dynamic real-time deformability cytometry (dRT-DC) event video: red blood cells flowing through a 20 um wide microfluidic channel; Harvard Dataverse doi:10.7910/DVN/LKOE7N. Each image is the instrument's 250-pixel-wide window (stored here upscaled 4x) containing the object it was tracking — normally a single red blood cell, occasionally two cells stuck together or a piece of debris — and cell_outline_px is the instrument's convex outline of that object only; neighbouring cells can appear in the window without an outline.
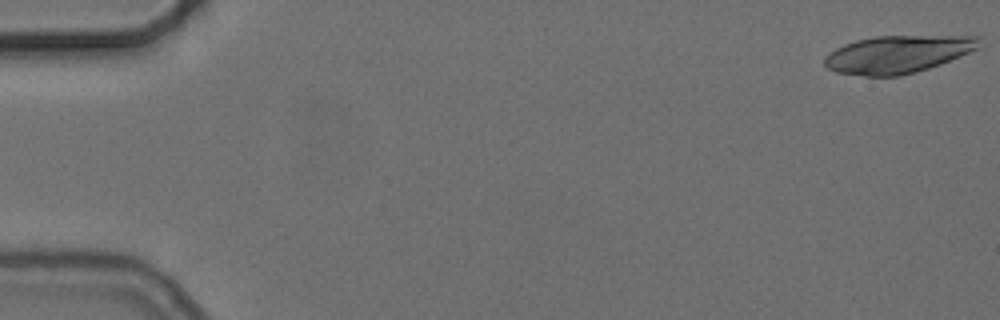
{"species": "common noctule bat (a hibernating species)", "species_latin": "Nyctalus noctula", "temperature_condition": "cold", "stored_images_in_passage": 55, "segment_of_instrument_passage": [1, 2], "camera_frame_rate_fps": 3000, "um_per_image_px": 0.085, "animal": {"sex": "female", "body_mass_g": 24.6, "forearm_length_mm": 56.2}, "frame": {"image": 1, "passage_image": 1, "time_ms": 0.0, "image_size_px": [1000, 320], "cell_outline_px": [[980, 48], [940, 64], [916, 72], [900, 76], [864, 76], [836, 72], [828, 68], [824, 64], [824, 60], [828, 52], [844, 44], [856, 40], [876, 36], [980, 36]], "centroid_in_image_um": [76.3, 4.61], "position_along_channel_um": 8.7, "area_um2": 33.87}}